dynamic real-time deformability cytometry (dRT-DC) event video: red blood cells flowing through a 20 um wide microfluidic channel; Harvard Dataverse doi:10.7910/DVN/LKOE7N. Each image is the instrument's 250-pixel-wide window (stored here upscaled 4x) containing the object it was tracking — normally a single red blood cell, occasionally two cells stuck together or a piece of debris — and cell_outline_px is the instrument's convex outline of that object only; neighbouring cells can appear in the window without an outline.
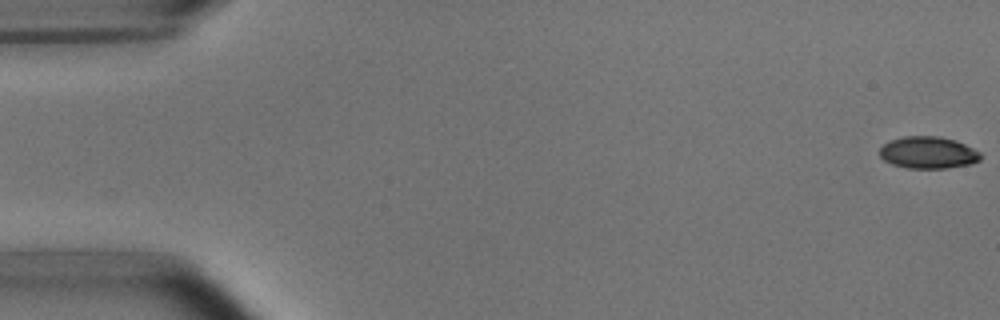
{"species": "common noctule bat (a hibernating species)", "species_latin": "Nyctalus noctula", "temperature_condition": "room temperature", "stored_images_in_passage": 5, "camera_frame_rate_fps": 3000, "um_per_image_px": 0.085, "animal": {"sex": "male", "body_mass_g": 15.6}, "frame": {"image": 1, "passage_image": 1, "time_ms": 0.0, "image_size_px": [1000, 320], "cell_outline_px": [[980, 160], [972, 164], [948, 168], [908, 168], [892, 164], [884, 160], [880, 156], [880, 148], [884, 144], [892, 140], [904, 136], [940, 136], [956, 140], [980, 152]], "centroid_in_image_um": [78.91, 12.97], "position_along_channel_um": 6.1, "area_um2": 18.79}}